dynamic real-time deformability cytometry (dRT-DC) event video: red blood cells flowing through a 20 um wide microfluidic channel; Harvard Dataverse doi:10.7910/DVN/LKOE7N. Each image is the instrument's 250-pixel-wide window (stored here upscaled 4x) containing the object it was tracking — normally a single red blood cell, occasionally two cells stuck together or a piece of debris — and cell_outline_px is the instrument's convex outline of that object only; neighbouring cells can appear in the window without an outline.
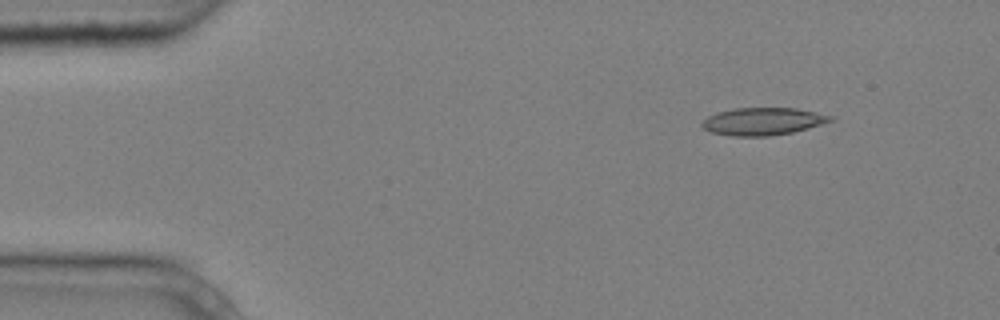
{"species": "common noctule bat (a hibernating species)", "species_latin": "Nyctalus noctula", "temperature_condition": "cold", "stored_images_in_passage": 5, "camera_frame_rate_fps": 3000, "um_per_image_px": 0.085, "animal": {"sex": "male", "body_mass_g": 20.4}, "frame": {"image": 1, "passage_image": 2, "time_ms": 0.333, "image_size_px": [1000, 320], "cell_outline_px": [[836, 120], [808, 128], [792, 132], [772, 136], [732, 136], [712, 132], [704, 128], [700, 124], [708, 116], [716, 112], [736, 108], [796, 108], [836, 116]], "centroid_in_image_um": [64.89, 10.31], "position_along_channel_um": 20.1, "area_um2": 20.69}}
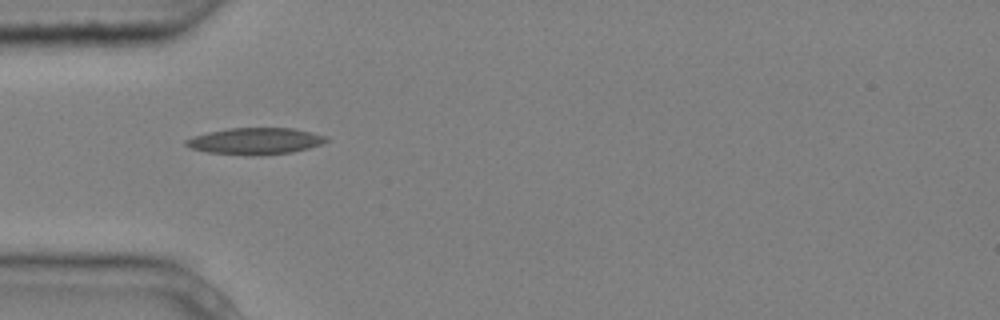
{"frame": {"image": 2, "passage_image": 4, "time_ms": 1.0, "image_size_px": [1000, 320], "cell_outline_px": [[332, 140], [308, 148], [292, 152], [256, 156], [248, 156], [208, 152], [192, 148], [184, 144], [184, 140], [192, 136], [208, 132], [228, 128], [292, 128], [312, 132], [328, 136]], "centroid_in_image_um": [21.72, 11.99], "position_along_channel_um": 63.3, "area_um2": 21.96}}
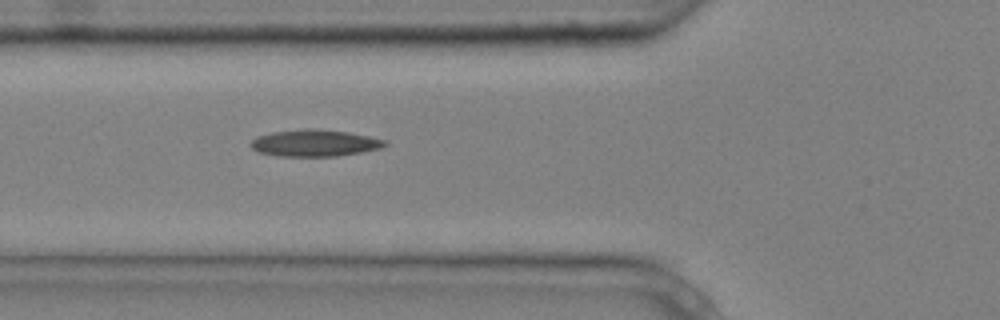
{"frame": {"image": 3, "passage_image": 5, "time_ms": 1.333, "image_size_px": [1000, 320], "cell_outline_px": [[388, 144], [380, 148], [360, 152], [336, 156], [276, 156], [260, 152], [252, 148], [252, 140], [256, 136], [272, 132], [308, 128], [312, 128], [348, 132], [388, 140]], "centroid_in_image_um": [26.76, 12.15], "position_along_channel_um": 99.0, "area_um2": 20.81}}